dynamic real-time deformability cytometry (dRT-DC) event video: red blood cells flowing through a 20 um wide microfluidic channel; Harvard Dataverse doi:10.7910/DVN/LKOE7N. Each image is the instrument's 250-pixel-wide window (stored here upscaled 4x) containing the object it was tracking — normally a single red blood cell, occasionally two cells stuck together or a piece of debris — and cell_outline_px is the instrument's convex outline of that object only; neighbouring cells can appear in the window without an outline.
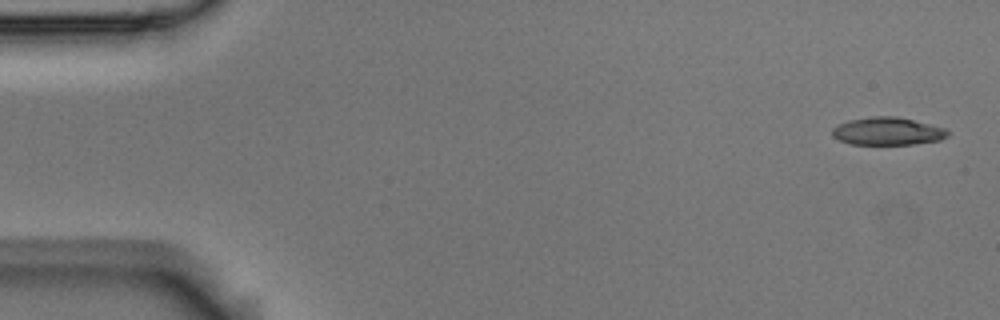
{"species": "Egyptian fruit bat (a non-hibernating species)", "species_latin": "Rousettus aegyptiacus", "temperature_condition": "room temperature", "stored_images_in_passage": 5, "camera_frame_rate_fps": 3000, "um_per_image_px": 0.085, "animal": {"sex": "male"}, "frame": {"image": 1, "passage_image": 1, "time_ms": 0.0, "image_size_px": [1000, 320], "cell_outline_px": [[952, 132], [948, 136], [940, 140], [912, 144], [852, 144], [840, 140], [832, 136], [832, 128], [848, 120], [872, 116], [896, 116], [944, 128]], "centroid_in_image_um": [75.45, 11.15], "position_along_channel_um": 9.6, "area_um2": 18.55}}
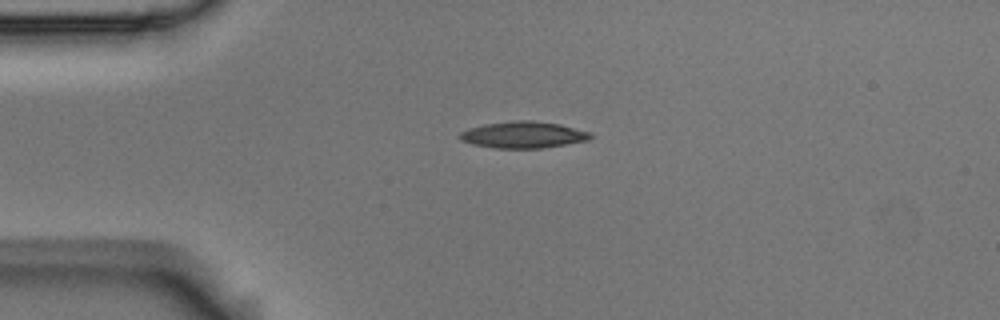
{"frame": {"image": 2, "passage_image": 4, "time_ms": 1.0, "image_size_px": [1000, 320], "cell_outline_px": [[592, 136], [588, 140], [540, 148], [496, 148], [472, 144], [460, 140], [460, 132], [468, 128], [484, 124], [512, 120], [532, 120], [560, 124], [592, 132]], "centroid_in_image_um": [44.47, 11.44], "position_along_channel_um": 40.5, "area_um2": 20.23}}